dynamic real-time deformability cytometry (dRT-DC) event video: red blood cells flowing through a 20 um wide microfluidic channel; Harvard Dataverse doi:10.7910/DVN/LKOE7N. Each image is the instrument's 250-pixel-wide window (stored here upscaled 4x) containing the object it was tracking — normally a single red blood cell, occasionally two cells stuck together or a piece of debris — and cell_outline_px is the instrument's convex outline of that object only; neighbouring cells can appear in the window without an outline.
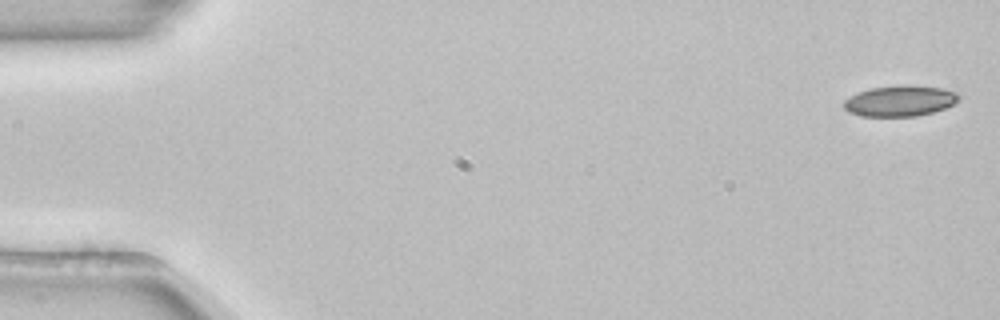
{"species": "common noctule bat (a hibernating species)", "species_latin": "Nyctalus noctula", "temperature_condition": "room temperature", "stored_images_in_passage": 9, "camera_frame_rate_fps": 3000, "um_per_image_px": 0.085, "animal": {"sex": "female", "body_mass_g": 22.7, "forearm_length_mm": 54.2}, "frame": {"image": 1, "passage_image": 1, "time_ms": 0.0, "image_size_px": [1000, 320], "cell_outline_px": [[960, 100], [944, 108], [932, 112], [916, 116], [864, 116], [848, 112], [844, 108], [844, 100], [848, 96], [856, 92], [868, 88], [900, 84], [912, 84], [940, 88], [956, 92], [960, 96]], "centroid_in_image_um": [76.46, 8.55], "position_along_channel_um": 8.5, "area_um2": 20.92}}